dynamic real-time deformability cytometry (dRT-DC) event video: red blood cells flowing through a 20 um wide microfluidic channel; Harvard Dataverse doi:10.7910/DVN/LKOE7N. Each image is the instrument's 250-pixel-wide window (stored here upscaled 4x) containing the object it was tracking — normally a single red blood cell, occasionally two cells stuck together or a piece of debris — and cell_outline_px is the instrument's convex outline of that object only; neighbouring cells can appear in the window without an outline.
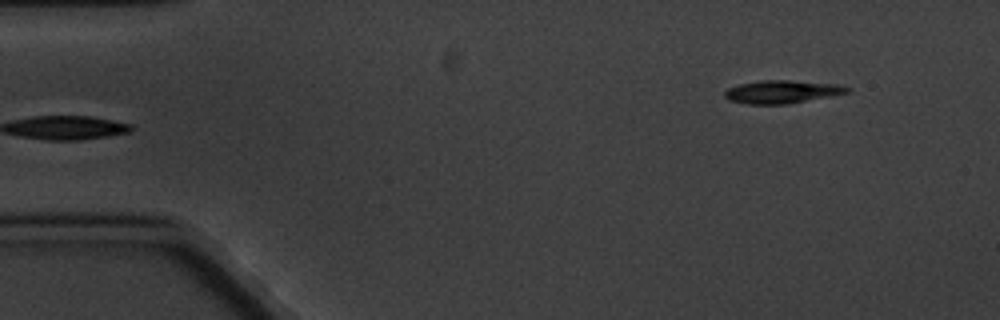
{"species": "common noctule bat (a hibernating species)", "species_latin": "Nyctalus noctula", "temperature_condition": "cold", "stored_images_in_passage": 5, "segment_of_instrument_passage": [2, 2], "camera_frame_rate_fps": 3000, "um_per_image_px": 0.085, "animal": {"sex": "male", "body_mass_g": 20.1, "forearm_length_mm": 53.5}, "frame": {"image": 1, "passage_image": 5, "time_ms": 5.333, "image_size_px": [1000, 320], "cell_outline_px": [[852, 88], [848, 92], [832, 96], [784, 104], [748, 104], [728, 100], [724, 96], [724, 92], [728, 88], [740, 84], [760, 80], [788, 80], [840, 84]], "centroid_in_image_um": [66.48, 7.79], "position_along_channel_um": 18.5, "area_um2": 16.42}}